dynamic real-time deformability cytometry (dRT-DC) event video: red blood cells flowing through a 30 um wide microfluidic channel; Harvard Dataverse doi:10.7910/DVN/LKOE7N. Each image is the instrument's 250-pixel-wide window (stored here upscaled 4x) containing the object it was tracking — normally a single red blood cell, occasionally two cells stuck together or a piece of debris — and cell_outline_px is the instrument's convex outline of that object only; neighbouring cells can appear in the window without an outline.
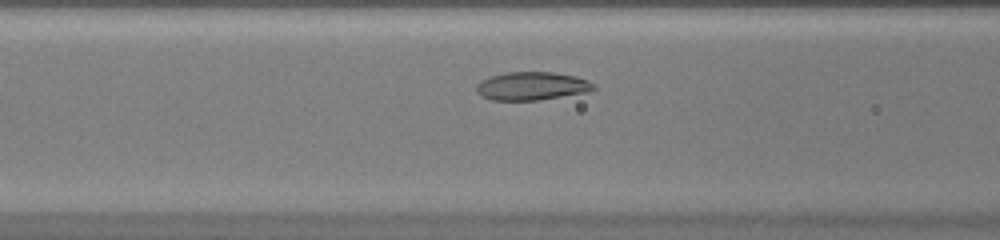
{"species": "common noctule bat (a hibernating species)", "species_latin": "Nyctalus noctula", "temperature_condition": "warm", "stored_images_in_passage": 34, "camera_frame_rate_fps": 3000, "um_per_image_px": 0.085, "animal": {"sex": "female", "body_mass_g": 20.0, "forearm_length_mm": 54.0}, "frame": {"image": 1, "passage_image": 9, "time_ms": 2.667, "image_size_px": [1000, 240], "cell_outline_px": [[596, 88], [588, 92], [540, 100], [492, 100], [480, 96], [476, 92], [476, 84], [480, 80], [492, 76], [508, 72], [552, 72], [576, 76], [588, 80], [596, 84]], "centroid_in_image_um": [45.21, 7.32], "position_along_channel_um": 121.4, "area_um2": 19.48}}
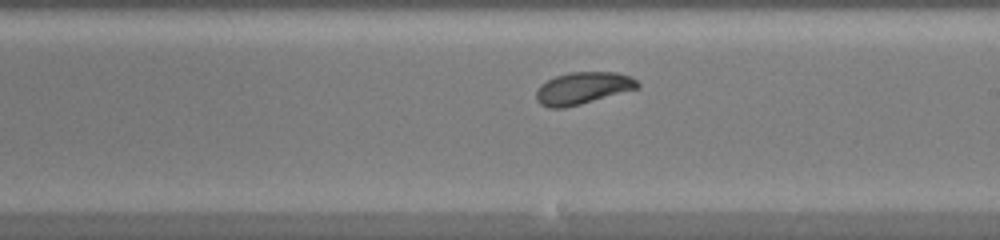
{"frame": {"image": 2, "passage_image": 18, "time_ms": 5.667, "image_size_px": [1000, 240], "cell_outline_px": [[640, 88], [580, 104], [564, 108], [548, 108], [540, 104], [536, 100], [536, 92], [540, 84], [556, 76], [572, 72], [616, 72], [628, 76], [636, 80], [640, 84]], "centroid_in_image_um": [49.53, 7.5], "position_along_channel_um": 239.5, "area_um2": 18.9}}
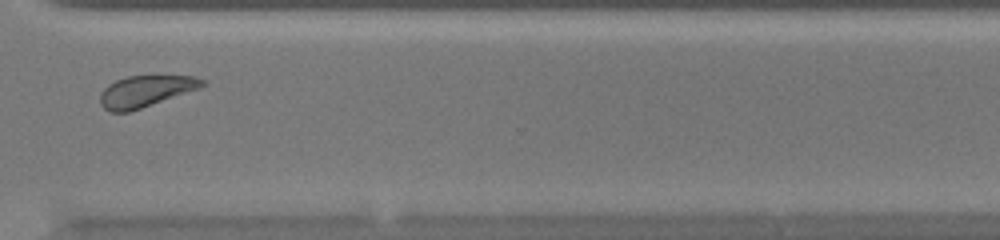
{"frame": {"image": 3, "passage_image": 27, "time_ms": 8.667, "image_size_px": [1000, 240], "cell_outline_px": [[208, 84], [200, 88], [128, 112], [112, 112], [104, 108], [100, 104], [100, 92], [108, 84], [116, 80], [128, 76], [196, 76], [208, 80]], "centroid_in_image_um": [12.4, 7.74], "position_along_channel_um": 358.2, "area_um2": 18.67}, "authors_computed_cell_mechanics": {"area_um2": 19.074, "velocity_mm_per_s": 3.9425, "shape_relaxation_time_tau1_ms": 4.0769, "shape_relaxation_time_tau2_ms": null, "deformation_change_tau1": 0.1256, "deformation_change_tau2": null}}